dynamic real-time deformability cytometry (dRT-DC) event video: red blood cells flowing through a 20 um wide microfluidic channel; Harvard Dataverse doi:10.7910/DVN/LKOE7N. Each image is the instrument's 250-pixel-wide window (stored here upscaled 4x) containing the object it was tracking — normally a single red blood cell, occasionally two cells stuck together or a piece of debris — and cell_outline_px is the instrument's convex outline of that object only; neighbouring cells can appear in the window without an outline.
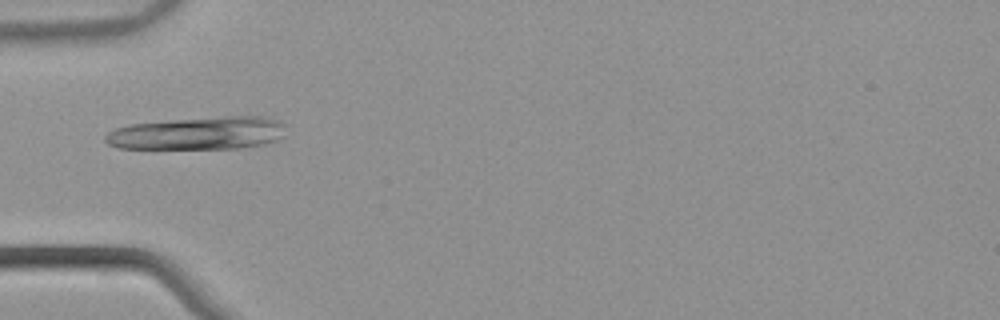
{"species": "common noctule bat (a hibernating species)", "species_latin": "Nyctalus noctula", "temperature_condition": "warm", "stored_images_in_passage": 53, "camera_frame_rate_fps": 3000, "um_per_image_px": 0.085, "animal": {"sex": "male", "body_mass_g": 21.5, "forearm_length_mm": 52.0}, "frame": {"image": 1, "passage_image": 18, "time_ms": 5.667, "image_size_px": [1000, 320], "cell_outline_px": [[284, 136], [276, 140], [264, 144], [240, 148], [116, 148], [108, 144], [104, 140], [104, 136], [108, 132], [116, 128], [128, 124], [168, 120], [224, 116], [260, 116], [280, 120], [284, 124]], "centroid_in_image_um": [16.83, 11.32], "position_along_channel_um": 68.2, "area_um2": 34.68}}
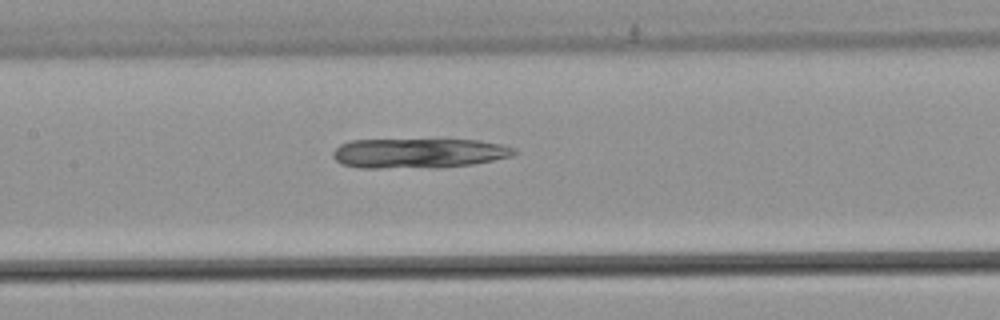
{"frame": {"image": 2, "passage_image": 26, "time_ms": 8.333, "image_size_px": [1000, 320], "cell_outline_px": [[520, 152], [512, 156], [472, 164], [436, 168], [360, 168], [340, 164], [332, 156], [332, 152], [340, 144], [348, 140], [480, 140], [500, 144], [516, 148]], "centroid_in_image_um": [35.57, 13.03], "position_along_channel_um": 171.8, "area_um2": 31.79}}
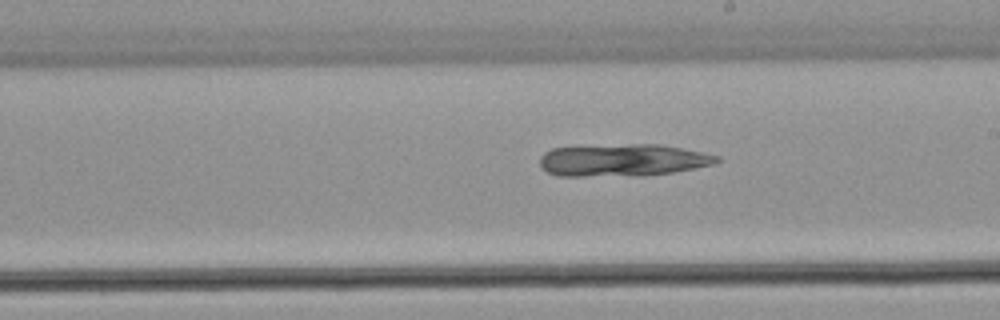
{"frame": {"image": 3, "passage_image": 31, "time_ms": 10.0, "image_size_px": [1000, 320], "cell_outline_px": [[720, 160], [712, 164], [672, 172], [644, 176], [556, 176], [540, 168], [540, 156], [544, 152], [552, 148], [632, 144], [660, 144], [720, 156]], "centroid_in_image_um": [52.88, 13.62], "position_along_channel_um": 236.1, "area_um2": 33.23}}